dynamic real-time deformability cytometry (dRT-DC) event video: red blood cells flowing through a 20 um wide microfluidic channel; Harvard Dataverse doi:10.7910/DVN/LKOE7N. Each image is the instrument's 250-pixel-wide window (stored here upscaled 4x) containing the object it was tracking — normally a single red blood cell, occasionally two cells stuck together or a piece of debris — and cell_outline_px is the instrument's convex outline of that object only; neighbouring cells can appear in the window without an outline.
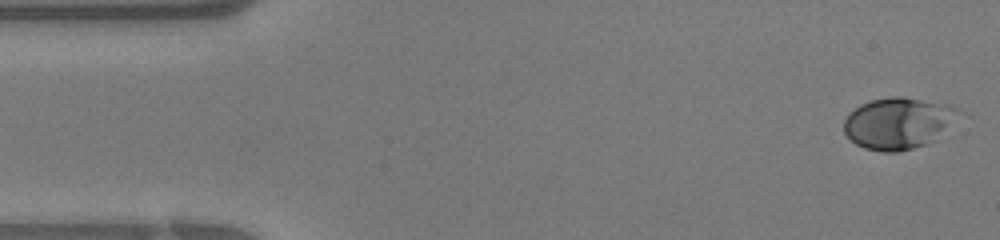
{"species": "human", "species_latin": "Homo sapiens", "temperature_condition": "warm", "stored_images_in_passage": 39, "camera_frame_rate_fps": 3000, "um_per_image_px": 0.085, "donor": {"sex": "female"}, "frame": {"image": 1, "passage_image": 1, "time_ms": 0.0, "image_size_px": [1000, 240], "cell_outline_px": [[952, 108], [936, 140], [912, 148], [896, 152], [880, 152], [864, 148], [856, 144], [844, 132], [844, 120], [848, 112], [860, 104], [872, 100], [892, 96], [900, 96], [940, 104]], "centroid_in_image_um": [76.09, 10.5], "position_along_channel_um": 8.9, "area_um2": 32.6}}
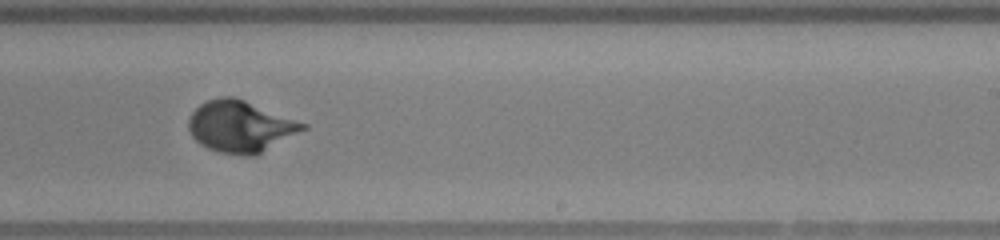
{"frame": {"image": 2, "passage_image": 23, "time_ms": 7.333, "image_size_px": [1000, 240], "cell_outline_px": [[308, 128], [256, 156], [244, 156], [220, 152], [208, 148], [200, 144], [192, 136], [188, 128], [188, 120], [192, 112], [200, 104], [208, 100], [220, 96], [232, 96], [244, 100], [308, 124]], "centroid_in_image_um": [20.44, 10.76], "position_along_channel_um": 268.6, "area_um2": 34.33}}
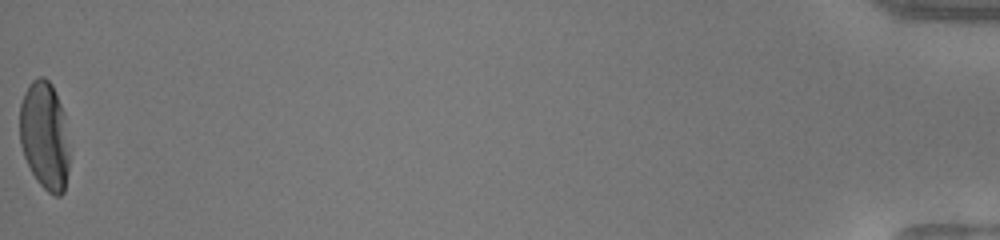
{"frame": {"image": 3, "passage_image": 39, "time_ms": 12.667, "image_size_px": [1000, 240], "cell_outline_px": [[68, 172], [64, 192], [60, 196], [56, 196], [48, 192], [36, 180], [24, 156], [20, 144], [20, 104], [24, 92], [32, 80], [40, 76], [44, 76], [52, 84], [64, 112], [68, 148]], "centroid_in_image_um": [3.79, 11.52], "position_along_channel_um": 431.4, "area_um2": 31.39}}